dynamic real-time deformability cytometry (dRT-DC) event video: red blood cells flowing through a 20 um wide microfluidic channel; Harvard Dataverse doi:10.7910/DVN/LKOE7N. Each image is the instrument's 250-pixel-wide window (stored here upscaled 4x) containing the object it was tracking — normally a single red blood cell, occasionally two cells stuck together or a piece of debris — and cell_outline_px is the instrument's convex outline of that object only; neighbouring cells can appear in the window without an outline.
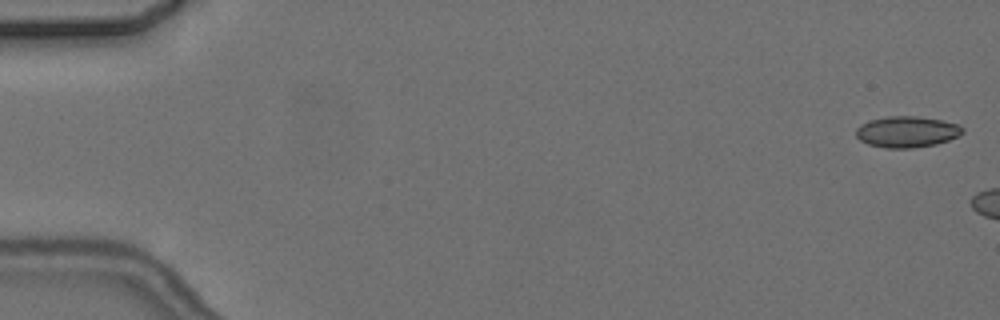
{"species": "common noctule bat (a hibernating species)", "species_latin": "Nyctalus noctula", "temperature_condition": "cold", "stored_images_in_passage": 3, "camera_frame_rate_fps": 3000, "um_per_image_px": 0.085, "animal": {"sex": "female", "body_mass_g": 24.6, "forearm_length_mm": 56.2}, "frame": {"image": 1, "passage_image": 1, "time_ms": 0.0, "image_size_px": [1000, 320], "cell_outline_px": [[964, 132], [960, 136], [936, 144], [912, 148], [884, 148], [868, 144], [860, 140], [856, 136], [856, 128], [860, 124], [868, 120], [888, 116], [916, 116], [944, 120], [960, 124], [964, 128]], "centroid_in_image_um": [77.11, 11.19], "position_along_channel_um": 7.9, "area_um2": 19.65}}